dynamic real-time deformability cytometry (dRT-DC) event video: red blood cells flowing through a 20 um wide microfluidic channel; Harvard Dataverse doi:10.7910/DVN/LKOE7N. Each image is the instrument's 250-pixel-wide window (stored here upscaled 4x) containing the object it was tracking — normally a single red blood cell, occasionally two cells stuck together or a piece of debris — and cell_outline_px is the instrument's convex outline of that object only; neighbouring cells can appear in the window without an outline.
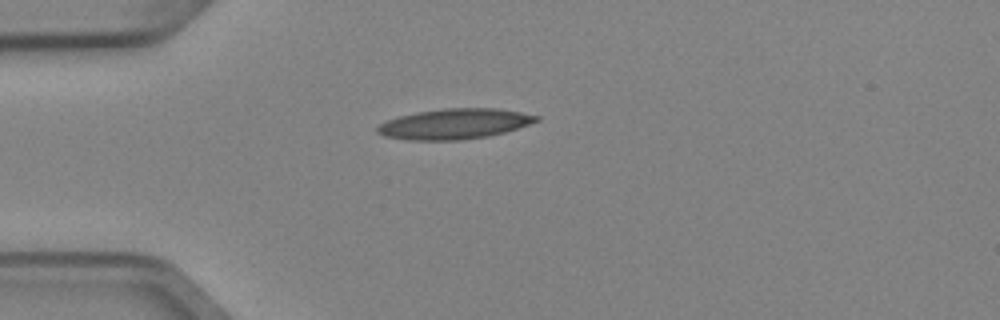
{"species": "Egyptian fruit bat (a non-hibernating species)", "species_latin": "Rousettus aegyptiacus", "temperature_condition": "cold", "stored_images_in_passage": 1, "camera_frame_rate_fps": 3000, "um_per_image_px": 0.085, "animal": {"sex": "female"}, "frame": {"image": 1, "passage_image": 1, "time_ms": 0.0, "image_size_px": [1000, 320], "cell_outline_px": [[540, 120], [504, 132], [488, 136], [460, 140], [408, 140], [384, 136], [376, 132], [376, 128], [380, 124], [388, 120], [400, 116], [416, 112], [444, 108], [496, 108], [520, 112], [540, 116]], "centroid_in_image_um": [38.61, 10.53], "position_along_channel_um": 46.4, "area_um2": 27.98}}